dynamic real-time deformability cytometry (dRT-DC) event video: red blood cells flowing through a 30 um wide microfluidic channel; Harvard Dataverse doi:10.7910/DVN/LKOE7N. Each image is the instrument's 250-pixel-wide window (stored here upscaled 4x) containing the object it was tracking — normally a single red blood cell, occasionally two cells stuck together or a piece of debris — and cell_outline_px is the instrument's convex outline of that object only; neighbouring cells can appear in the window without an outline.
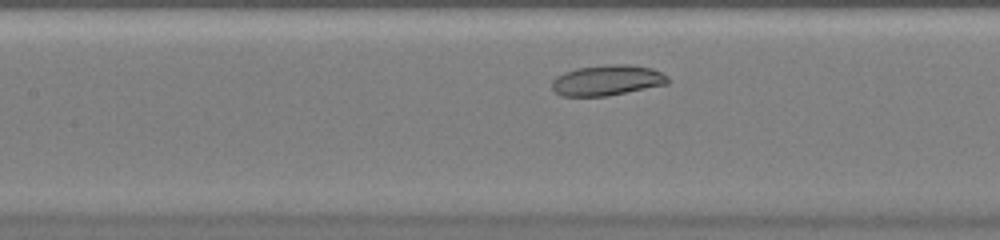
{"species": "common noctule bat (a hibernating species)", "species_latin": "Nyctalus noctula", "temperature_condition": "warm", "stored_images_in_passage": 26, "camera_frame_rate_fps": 3000, "um_per_image_px": 0.085, "animal": {"sex": "female", "body_mass_g": 20.0, "forearm_length_mm": 54.0}, "frame": {"image": 1, "passage_image": 9, "time_ms": 2.667, "image_size_px": [1000, 240], "cell_outline_px": [[668, 84], [608, 96], [564, 96], [556, 92], [552, 88], [552, 80], [556, 76], [564, 72], [576, 68], [608, 64], [628, 64], [652, 68], [668, 76]], "centroid_in_image_um": [51.61, 6.82], "position_along_channel_um": 155.8, "area_um2": 20.69}}
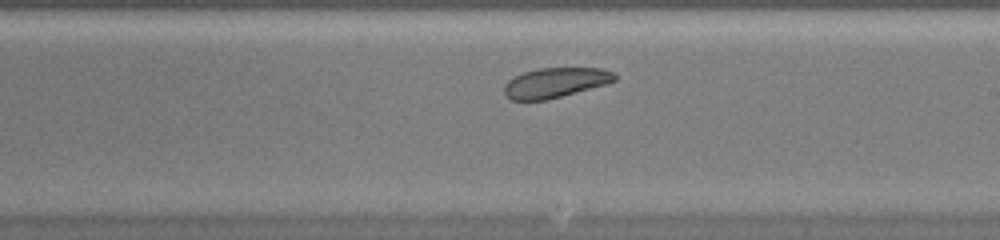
{"frame": {"image": 2, "passage_image": 15, "time_ms": 4.667, "image_size_px": [1000, 240], "cell_outline_px": [[616, 80], [608, 84], [548, 100], [512, 100], [504, 96], [504, 84], [508, 80], [524, 72], [540, 68], [600, 68], [612, 72], [616, 76]], "centroid_in_image_um": [47.2, 7.04], "position_along_channel_um": 241.8, "area_um2": 19.36}}
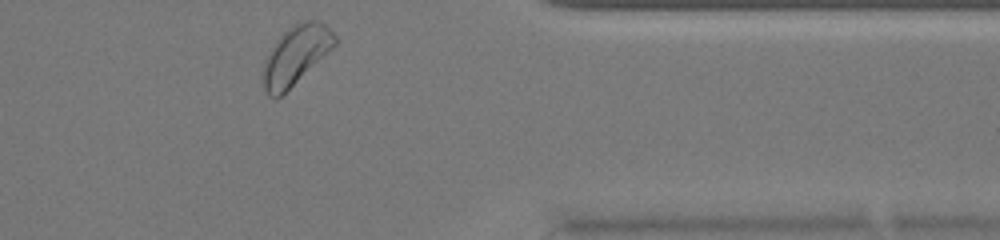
{"frame": {"image": 3, "passage_image": 26, "time_ms": 8.333, "image_size_px": [1000, 240], "cell_outline_px": [[336, 44], [332, 48], [276, 100], [268, 96], [264, 92], [264, 60], [276, 40], [292, 24], [304, 20], [316, 20], [332, 28], [336, 36]], "centroid_in_image_um": [25.14, 4.66], "position_along_channel_um": 386.3, "area_um2": 24.28}}